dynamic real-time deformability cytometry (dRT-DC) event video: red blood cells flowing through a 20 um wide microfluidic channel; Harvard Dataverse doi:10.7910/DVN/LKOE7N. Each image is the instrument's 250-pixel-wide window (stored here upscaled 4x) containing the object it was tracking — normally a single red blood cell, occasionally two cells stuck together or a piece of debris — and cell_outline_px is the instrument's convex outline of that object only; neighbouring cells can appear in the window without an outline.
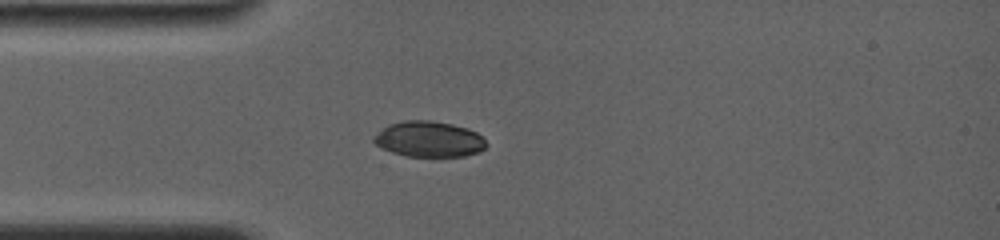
{"species": "common noctule bat (a hibernating species)", "species_latin": "Nyctalus noctula", "temperature_condition": "room temperature", "stored_images_in_passage": 31, "camera_frame_rate_fps": 4000, "um_per_image_px": 0.085, "animal": {"sex": "female", "body_mass_g": 19.0, "forearm_length_mm": 56.7}, "frame": {"image": 1, "passage_image": 1, "time_ms": 0.0, "image_size_px": [1000, 240], "cell_outline_px": [[488, 144], [480, 152], [464, 156], [408, 156], [392, 152], [376, 144], [372, 140], [372, 136], [388, 124], [404, 120], [432, 120], [452, 124], [468, 128], [476, 132]], "centroid_in_image_um": [36.46, 11.81], "position_along_channel_um": 48.5, "area_um2": 23.41}}
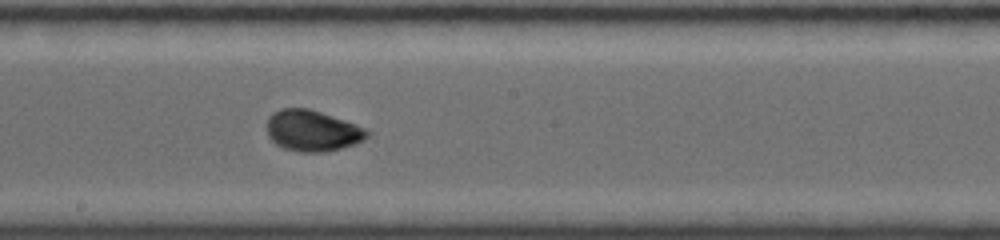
{"frame": {"image": 2, "passage_image": 14, "time_ms": 4.75, "image_size_px": [1000, 240], "cell_outline_px": [[372, 132], [364, 140], [356, 144], [328, 152], [300, 152], [284, 148], [276, 144], [268, 136], [268, 116], [272, 112], [280, 108], [308, 108], [356, 124]], "centroid_in_image_um": [26.57, 11.12], "position_along_channel_um": 221.6, "area_um2": 24.1}}
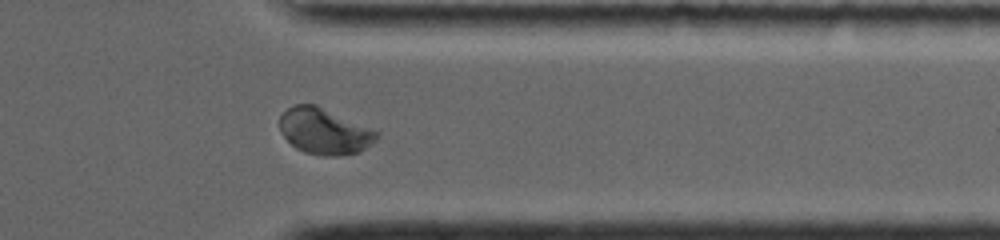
{"frame": {"image": 3, "passage_image": 27, "time_ms": 9.0, "image_size_px": [1000, 240], "cell_outline_px": [[380, 132], [376, 140], [360, 152], [336, 156], [324, 156], [304, 152], [296, 148], [284, 136], [280, 128], [280, 116], [288, 108], [296, 104], [316, 104]], "centroid_in_image_um": [27.59, 11.16], "position_along_channel_um": 383.8, "area_um2": 25.89}, "authors_computed_cell_mechanics": {"area_um2": 24.276, "velocity_mm_per_s": 3.8025, "shape_relaxation_time_tau1_ms": 3.0791, "shape_relaxation_time_tau2_ms": null, "deformation_change_tau1": 0.1119, "deformation_change_tau2": null}}